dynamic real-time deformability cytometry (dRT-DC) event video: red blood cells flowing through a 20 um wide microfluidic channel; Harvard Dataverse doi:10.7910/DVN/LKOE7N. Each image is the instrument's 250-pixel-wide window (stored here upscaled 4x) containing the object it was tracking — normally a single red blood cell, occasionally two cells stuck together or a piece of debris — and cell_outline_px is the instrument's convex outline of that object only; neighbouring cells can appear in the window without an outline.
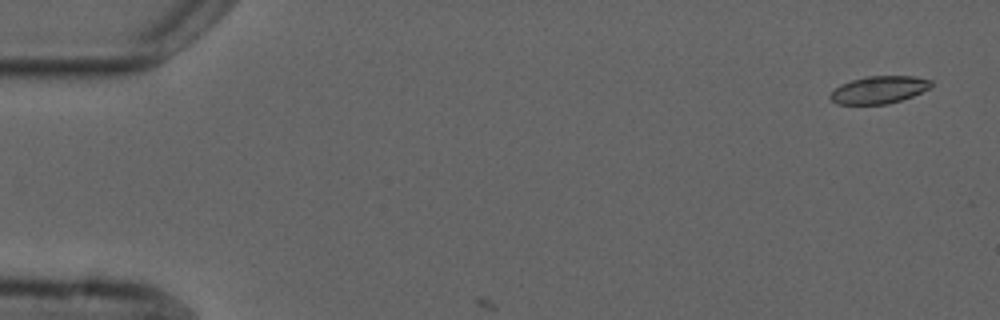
{"species": "common noctule bat (a hibernating species)", "species_latin": "Nyctalus noctula", "temperature_condition": "cold", "stored_images_in_passage": 3, "camera_frame_rate_fps": 3000, "um_per_image_px": 0.085, "animal": {"sex": "male", "forearm_length_mm": 52.5}, "frame": {"image": 1, "passage_image": 1, "time_ms": 0.0, "image_size_px": [1000, 320], "cell_outline_px": [[932, 88], [912, 96], [888, 104], [836, 104], [828, 96], [840, 84], [852, 80], [868, 76], [912, 76], [932, 80]], "centroid_in_image_um": [74.73, 7.63], "position_along_channel_um": 10.3, "area_um2": 16.13}}